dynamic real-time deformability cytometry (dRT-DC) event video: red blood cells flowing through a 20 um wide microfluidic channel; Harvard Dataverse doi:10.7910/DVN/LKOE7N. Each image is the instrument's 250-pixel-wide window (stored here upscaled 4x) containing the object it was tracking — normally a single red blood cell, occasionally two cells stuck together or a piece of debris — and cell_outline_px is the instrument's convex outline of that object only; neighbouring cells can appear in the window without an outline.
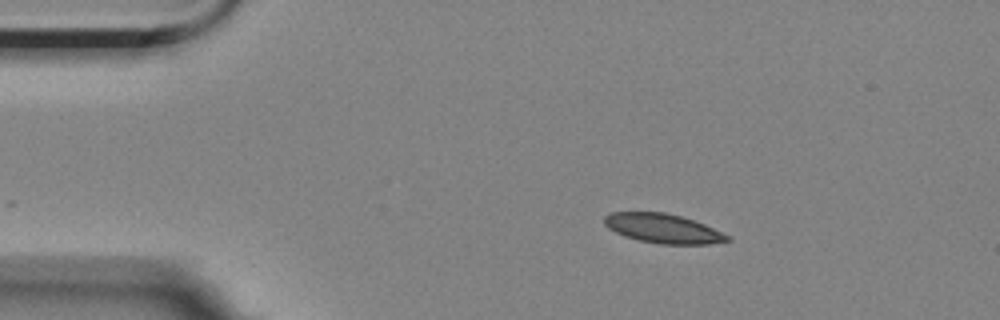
{"species": "Egyptian fruit bat (a non-hibernating species)", "species_latin": "Rousettus aegyptiacus", "temperature_condition": "room temperature", "stored_images_in_passage": 3, "camera_frame_rate_fps": 3000, "um_per_image_px": 0.085, "animal": {"sex": "female"}, "frame": {"image": 1, "passage_image": 1, "time_ms": 0.0, "image_size_px": [1000, 320], "cell_outline_px": [[732, 240], [708, 244], [660, 244], [640, 240], [624, 236], [608, 228], [604, 224], [604, 216], [612, 212], [664, 212], [680, 216], [704, 224], [728, 236]], "centroid_in_image_um": [56.32, 19.42], "position_along_channel_um": 28.7, "area_um2": 20.75}}